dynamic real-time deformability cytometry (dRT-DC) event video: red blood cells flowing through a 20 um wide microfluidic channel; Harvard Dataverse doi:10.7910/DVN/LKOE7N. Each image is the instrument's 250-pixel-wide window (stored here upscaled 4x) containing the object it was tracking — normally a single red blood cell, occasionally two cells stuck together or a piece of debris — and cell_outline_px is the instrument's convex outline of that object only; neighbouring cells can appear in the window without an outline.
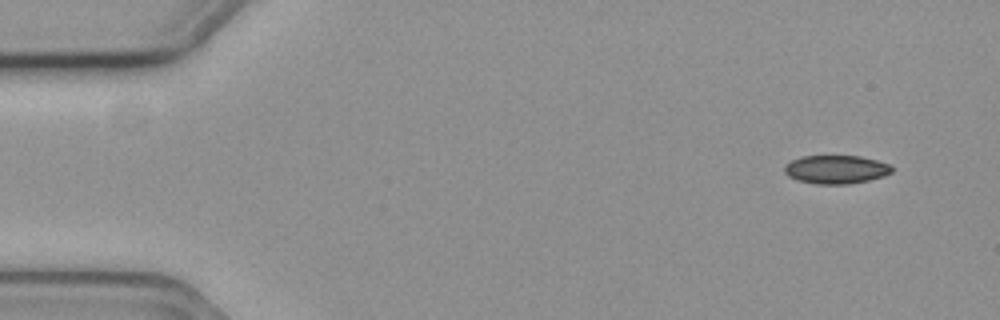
{"species": "common noctule bat (a hibernating species)", "species_latin": "Nyctalus noctula", "temperature_condition": "cold", "stored_images_in_passage": 6, "camera_frame_rate_fps": 3000, "um_per_image_px": 0.085, "animal": {"sex": "female", "body_mass_g": 19.3, "forearm_length_mm": 54.1}, "frame": {"image": 1, "passage_image": 1, "time_ms": 0.0, "image_size_px": [1000, 320], "cell_outline_px": [[892, 172], [884, 176], [868, 180], [848, 184], [816, 184], [796, 180], [788, 176], [784, 172], [784, 168], [792, 160], [800, 156], [860, 156], [876, 160], [888, 164], [892, 168]], "centroid_in_image_um": [71.04, 14.41], "position_along_channel_um": 14.0, "area_um2": 17.74}}
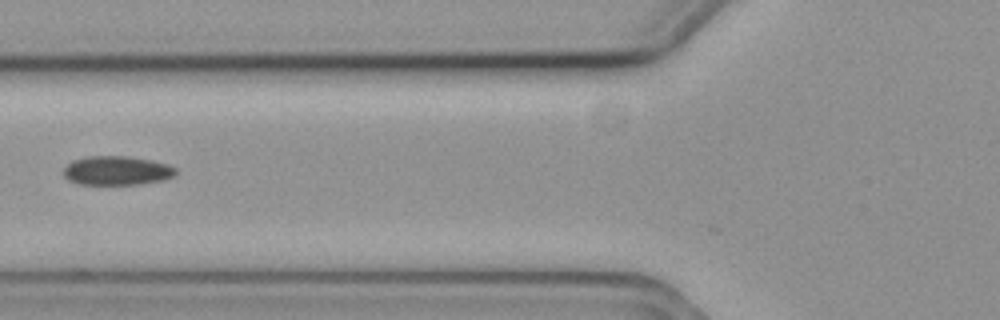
{"frame": {"image": 2, "passage_image": 6, "time_ms": 1.667, "image_size_px": [1000, 320], "cell_outline_px": [[176, 172], [172, 176], [164, 180], [140, 184], [80, 184], [68, 180], [64, 176], [64, 168], [72, 160], [88, 156], [124, 156], [152, 160], [168, 164], [176, 168]], "centroid_in_image_um": [9.93, 14.5], "position_along_channel_um": 115.9, "area_um2": 18.96}}